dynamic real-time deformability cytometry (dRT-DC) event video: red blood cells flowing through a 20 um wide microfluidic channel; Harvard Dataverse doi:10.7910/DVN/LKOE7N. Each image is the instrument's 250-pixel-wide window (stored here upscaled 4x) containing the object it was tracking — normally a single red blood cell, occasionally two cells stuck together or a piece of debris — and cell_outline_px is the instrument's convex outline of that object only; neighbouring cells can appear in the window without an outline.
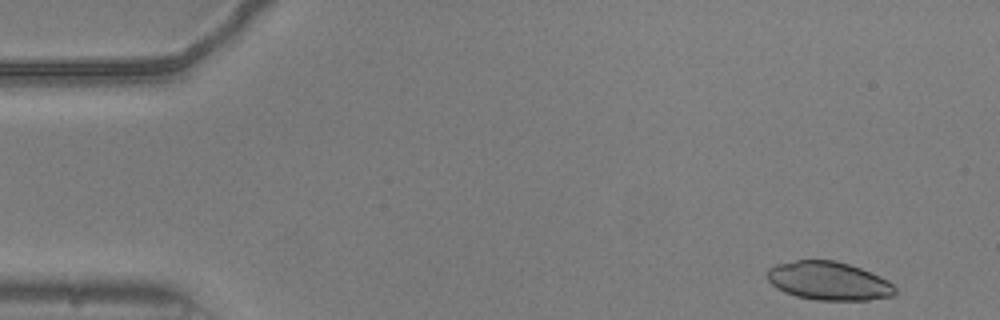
{"species": "common noctule bat (a hibernating species)", "species_latin": "Nyctalus noctula", "temperature_condition": "warm", "stored_images_in_passage": 51, "camera_frame_rate_fps": 3000, "um_per_image_px": 0.085, "animal": {"sex": "male", "body_mass_g": 20.5, "forearm_length_mm": 52.5}, "frame": {"image": 1, "passage_image": 2, "time_ms": 0.333, "image_size_px": [1000, 320], "cell_outline_px": [[896, 292], [892, 296], [868, 300], [816, 300], [796, 296], [784, 292], [776, 288], [768, 280], [768, 268], [776, 264], [796, 260], [836, 260], [860, 268], [880, 276], [888, 280], [896, 288]], "centroid_in_image_um": [70.43, 23.88], "position_along_channel_um": 14.6, "area_um2": 28.67}}
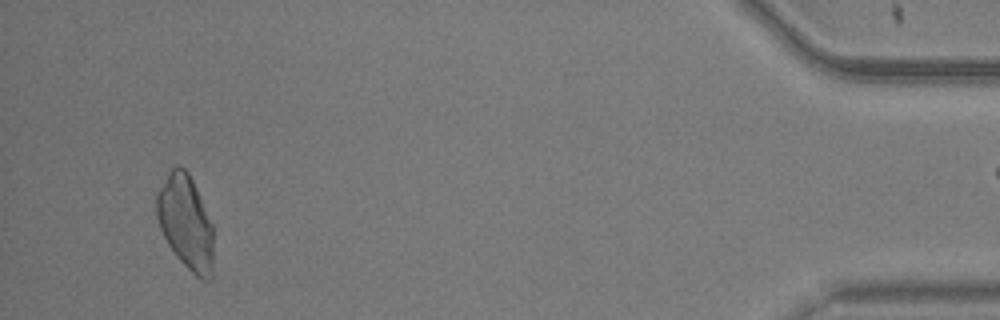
{"frame": {"image": 2, "passage_image": 49, "time_ms": 16.0, "image_size_px": [1000, 320], "cell_outline_px": [[212, 280], [200, 280], [180, 260], [168, 244], [160, 228], [156, 216], [156, 192], [168, 172], [176, 164], [184, 168], [188, 172], [196, 188], [212, 224]], "centroid_in_image_um": [15.76, 18.88], "position_along_channel_um": 419.4, "area_um2": 30.98}}